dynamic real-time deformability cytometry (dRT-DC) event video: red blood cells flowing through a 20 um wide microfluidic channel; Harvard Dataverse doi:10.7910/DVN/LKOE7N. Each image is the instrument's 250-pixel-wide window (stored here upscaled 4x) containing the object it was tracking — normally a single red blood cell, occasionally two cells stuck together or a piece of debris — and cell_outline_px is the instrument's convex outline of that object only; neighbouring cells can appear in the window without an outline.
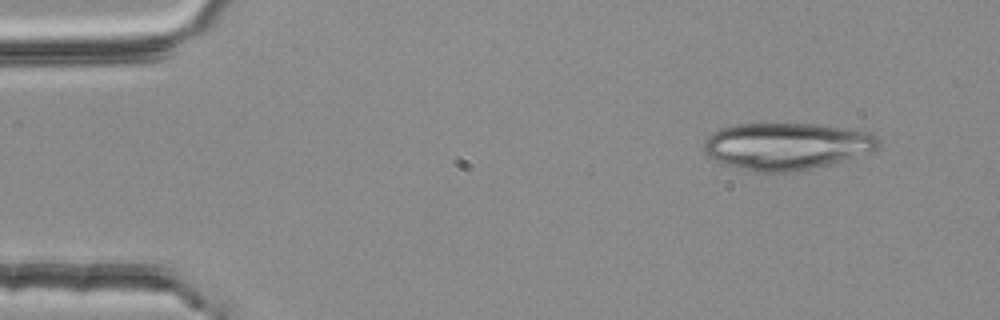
{"species": "common noctule bat (a hibernating species)", "species_latin": "Nyctalus noctula", "temperature_condition": "room temperature", "stored_images_in_passage": 3, "camera_frame_rate_fps": 3000, "um_per_image_px": 0.085, "animal": {"sex": "female", "body_mass_g": 25.1}, "frame": {"image": 1, "passage_image": 1, "time_ms": 0.0, "image_size_px": [1000, 320], "cell_outline_px": [[880, 144], [876, 148], [828, 164], [812, 168], [788, 172], [760, 172], [740, 168], [716, 160], [708, 156], [704, 152], [704, 140], [712, 132], [720, 128], [736, 124], [820, 124], [872, 132], [880, 140]], "centroid_in_image_um": [66.81, 12.4], "position_along_channel_um": 18.2, "area_um2": 47.22}}